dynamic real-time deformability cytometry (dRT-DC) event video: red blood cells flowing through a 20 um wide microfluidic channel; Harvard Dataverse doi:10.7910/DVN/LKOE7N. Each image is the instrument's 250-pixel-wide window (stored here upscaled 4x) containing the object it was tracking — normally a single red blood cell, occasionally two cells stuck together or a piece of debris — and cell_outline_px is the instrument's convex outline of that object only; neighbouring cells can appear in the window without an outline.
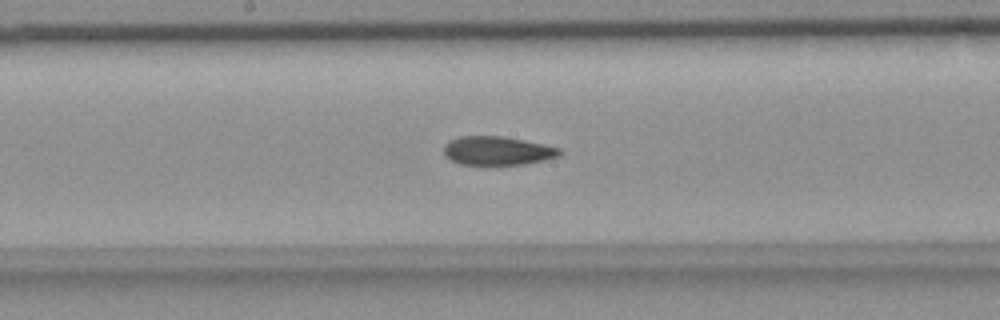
{"species": "common noctule bat (a hibernating species)", "species_latin": "Nyctalus noctula", "temperature_condition": "room temperature", "stored_images_in_passage": 55, "camera_frame_rate_fps": 3000, "um_per_image_px": 0.085, "animal": {"sex": "female", "body_mass_g": 18.4}, "frame": {"image": 1, "passage_image": 28, "time_ms": 9.0, "image_size_px": [1000, 320], "cell_outline_px": [[560, 156], [544, 160], [524, 164], [460, 164], [452, 160], [444, 152], [444, 144], [448, 140], [460, 136], [500, 136], [524, 140], [560, 148]], "centroid_in_image_um": [42.27, 12.8], "position_along_channel_um": 205.9, "area_um2": 19.13}}
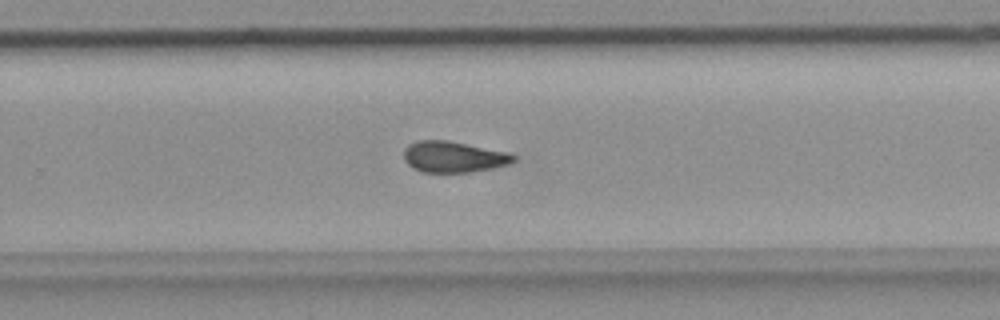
{"frame": {"image": 2, "passage_image": 35, "time_ms": 11.333, "image_size_px": [1000, 320], "cell_outline_px": [[516, 160], [508, 164], [492, 168], [472, 172], [420, 172], [412, 168], [404, 160], [404, 148], [408, 144], [416, 140], [448, 140], [508, 152], [516, 156]], "centroid_in_image_um": [38.52, 13.33], "position_along_channel_um": 291.3, "area_um2": 20.06}}
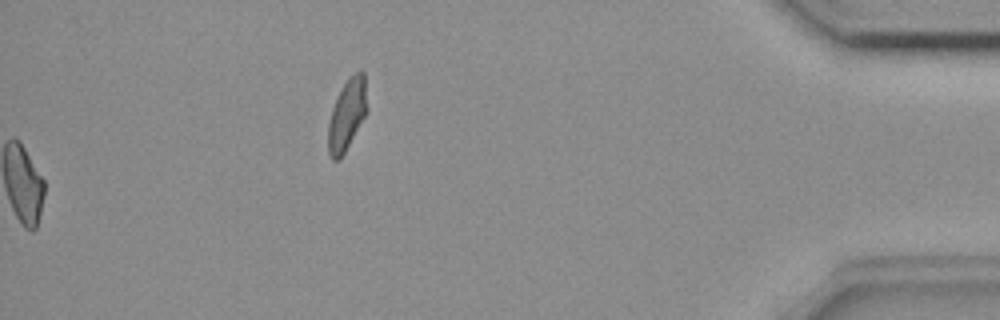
{"frame": {"image": 3, "passage_image": 55, "time_ms": 18.0, "image_size_px": [1000, 320], "cell_outline_px": [[368, 112], [340, 160], [332, 160], [328, 152], [328, 124], [332, 108], [344, 84], [356, 72], [364, 72]], "centroid_in_image_um": [29.5, 9.81], "position_along_channel_um": 405.7, "area_um2": 16.01}, "authors_computed_cell_mechanics": {"area_um2": 20.1722, "velocity_mm_per_s": 3.666, "shape_relaxation_time_tau1_ms": null, "shape_relaxation_time_tau2_ms": 5.905, "deformation_change_tau1": null, "deformation_change_tau2": 0.123}}